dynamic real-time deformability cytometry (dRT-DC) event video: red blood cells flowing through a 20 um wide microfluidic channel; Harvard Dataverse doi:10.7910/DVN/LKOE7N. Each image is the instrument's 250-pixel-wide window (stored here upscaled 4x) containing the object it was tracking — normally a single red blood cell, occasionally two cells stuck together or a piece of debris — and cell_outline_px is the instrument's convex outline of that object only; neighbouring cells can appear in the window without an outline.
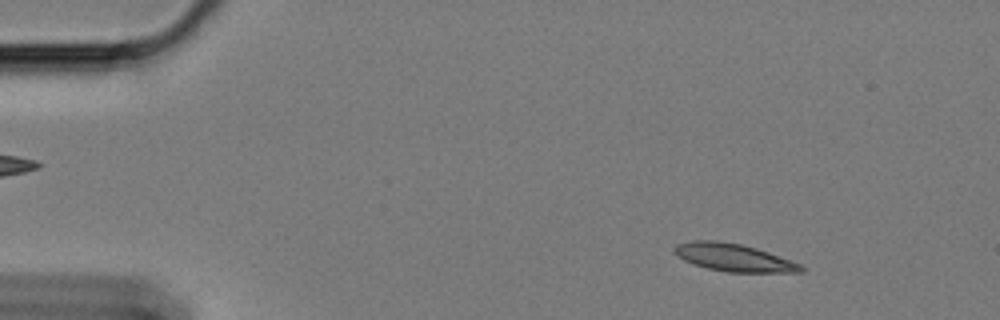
{"species": "Egyptian fruit bat (a non-hibernating species)", "species_latin": "Rousettus aegyptiacus", "temperature_condition": "cold", "stored_images_in_passage": 58, "camera_frame_rate_fps": 3000, "um_per_image_px": 0.085, "animal": {"sex": "female"}, "frame": {"image": 1, "passage_image": 7, "time_ms": 2.0, "image_size_px": [1000, 320], "cell_outline_px": [[804, 272], [728, 272], [708, 268], [692, 264], [676, 256], [672, 248], [676, 244], [692, 240], [716, 240], [740, 244], [756, 248], [768, 252], [800, 264], [804, 268]], "centroid_in_image_um": [62.3, 21.88], "position_along_channel_um": 22.7, "area_um2": 20.35}}
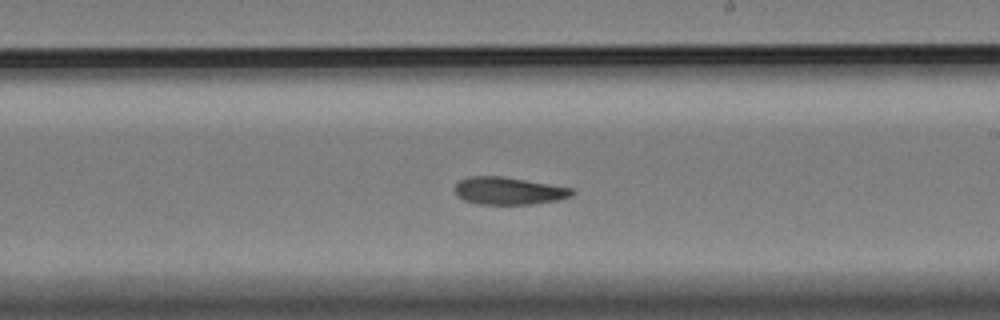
{"frame": {"image": 2, "passage_image": 34, "time_ms": 11.0, "image_size_px": [1000, 320], "cell_outline_px": [[576, 192], [572, 196], [560, 200], [532, 204], [476, 204], [464, 200], [456, 196], [456, 184], [460, 180], [468, 176], [504, 176], [576, 188]], "centroid_in_image_um": [43.3, 16.22], "position_along_channel_um": 245.7, "area_um2": 19.13}}
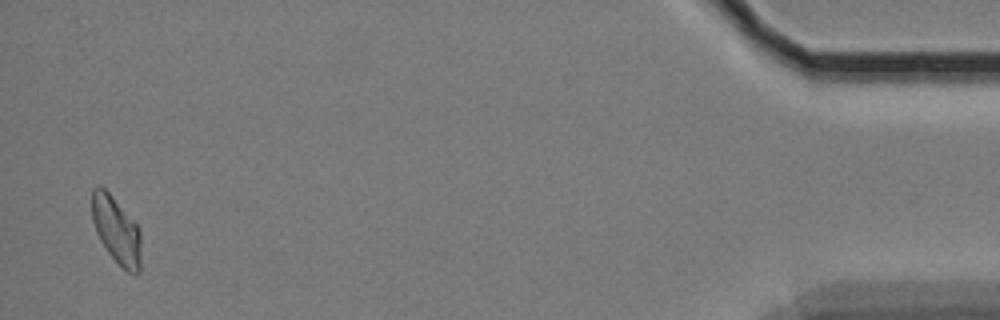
{"frame": {"image": 3, "passage_image": 57, "time_ms": 18.667, "image_size_px": [1000, 320], "cell_outline_px": [[140, 272], [128, 272], [108, 252], [100, 240], [96, 232], [92, 220], [92, 188], [100, 184], [112, 196], [140, 228]], "centroid_in_image_um": [9.88, 19.52], "position_along_channel_um": 425.3, "area_um2": 18.9}, "authors_computed_cell_mechanics": {"area_um2": 19.7098, "velocity_mm_per_s": 3.3856, "shape_relaxation_time_tau1_ms": 10.5474, "shape_relaxation_time_tau2_ms": 11.2296, "deformation_change_tau1": 0.2221, "deformation_change_tau2": 0.1381}}